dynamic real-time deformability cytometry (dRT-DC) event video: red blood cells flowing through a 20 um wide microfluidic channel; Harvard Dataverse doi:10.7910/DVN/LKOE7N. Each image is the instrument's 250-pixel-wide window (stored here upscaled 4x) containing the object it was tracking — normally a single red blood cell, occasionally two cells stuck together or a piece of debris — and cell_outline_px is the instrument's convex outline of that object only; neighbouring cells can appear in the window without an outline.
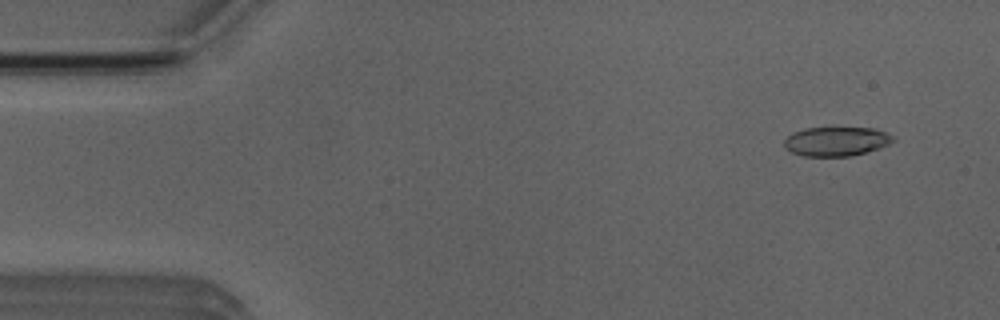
{"species": "Egyptian fruit bat (a non-hibernating species)", "species_latin": "Rousettus aegyptiacus", "temperature_condition": "room temperature", "stored_images_in_passage": 52, "camera_frame_rate_fps": 3000, "um_per_image_px": 0.085, "animal": {"sex": "male"}, "frame": {"image": 1, "passage_image": 4, "time_ms": 1.0, "image_size_px": [1000, 320], "cell_outline_px": [[896, 140], [880, 148], [852, 156], [804, 156], [792, 152], [784, 148], [784, 140], [792, 132], [804, 128], [836, 124], [876, 128], [892, 136]], "centroid_in_image_um": [71.08, 11.95], "position_along_channel_um": 13.9, "area_um2": 19.59}}
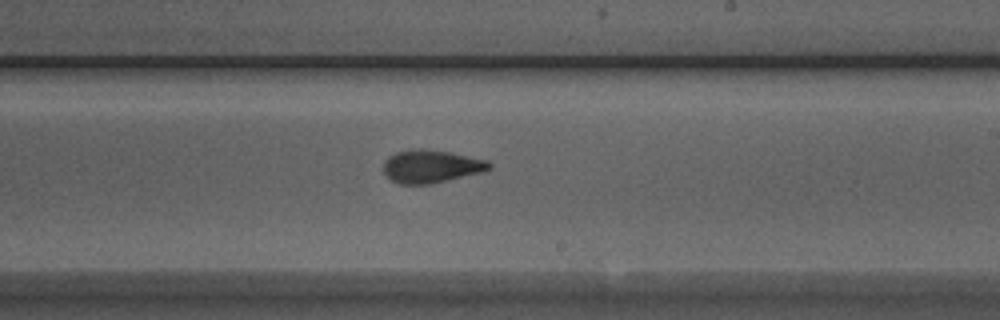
{"frame": {"image": 2, "passage_image": 30, "time_ms": 9.667, "image_size_px": [1000, 320], "cell_outline_px": [[492, 168], [484, 172], [432, 184], [400, 184], [392, 180], [384, 172], [384, 160], [388, 156], [396, 152], [416, 148], [424, 148], [448, 152], [488, 160], [492, 164]], "centroid_in_image_um": [36.67, 14.14], "position_along_channel_um": 252.3, "area_um2": 20.46}}
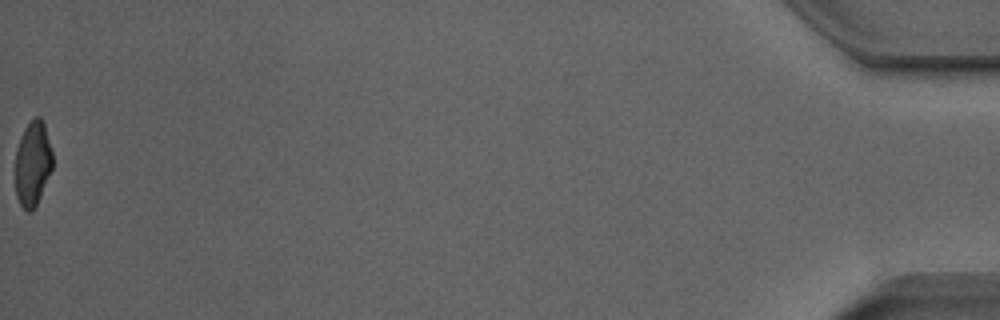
{"frame": {"image": 3, "passage_image": 52, "time_ms": 17.0, "image_size_px": [1000, 320], "cell_outline_px": [[52, 168], [40, 196], [36, 204], [28, 212], [20, 204], [16, 196], [16, 148], [20, 136], [24, 128], [36, 116], [40, 116], [44, 124], [52, 152]], "centroid_in_image_um": [2.77, 13.87], "position_along_channel_um": 432.4, "area_um2": 18.09}, "authors_computed_cell_mechanics": {"area_um2": 19.7098, "velocity_mm_per_s": 3.9525, "shape_relaxation_time_tau1_ms": 4.5247, "shape_relaxation_time_tau2_ms": 1.6834, "deformation_change_tau1": 0.1713, "deformation_change_tau2": 0.0768}}